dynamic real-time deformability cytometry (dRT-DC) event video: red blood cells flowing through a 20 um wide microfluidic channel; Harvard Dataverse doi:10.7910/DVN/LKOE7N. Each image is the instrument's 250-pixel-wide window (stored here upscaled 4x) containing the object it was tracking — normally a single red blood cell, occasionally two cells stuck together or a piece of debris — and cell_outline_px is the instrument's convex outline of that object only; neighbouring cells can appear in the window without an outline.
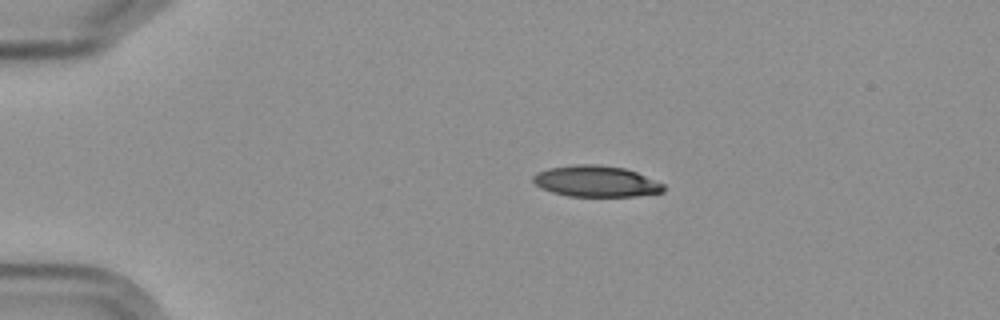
{"species": "Egyptian fruit bat (a non-hibernating species)", "species_latin": "Rousettus aegyptiacus", "temperature_condition": "cold", "stored_images_in_passage": 9, "camera_frame_rate_fps": 3000, "um_per_image_px": 0.085, "frame": {"image": 1, "passage_image": 2, "time_ms": 1.0, "image_size_px": [1000, 320], "cell_outline_px": [[664, 192], [636, 196], [568, 196], [552, 192], [540, 188], [532, 180], [532, 176], [536, 172], [548, 168], [576, 164], [600, 164], [624, 168], [636, 172], [664, 184]], "centroid_in_image_um": [50.63, 15.4], "position_along_channel_um": 34.4, "area_um2": 23.76}}
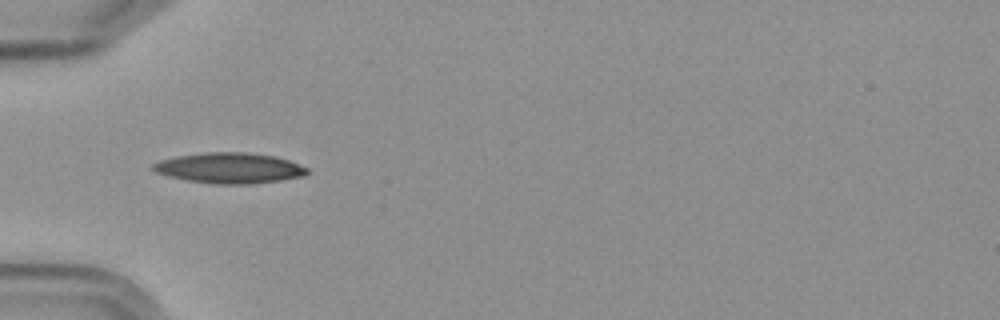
{"frame": {"image": 2, "passage_image": 4, "time_ms": 3.333, "image_size_px": [1000, 320], "cell_outline_px": [[308, 172], [304, 176], [280, 180], [248, 184], [216, 184], [188, 180], [168, 176], [156, 172], [152, 168], [152, 164], [160, 160], [176, 156], [204, 152], [248, 152], [272, 156], [288, 160], [308, 168]], "centroid_in_image_um": [19.49, 14.28], "position_along_channel_um": 65.5, "area_um2": 27.28}}
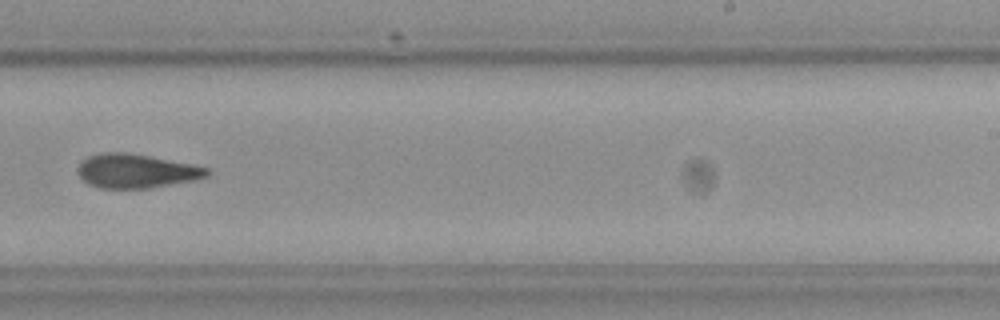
{"frame": {"image": 3, "passage_image": 9, "time_ms": 9.333, "image_size_px": [1000, 320], "cell_outline_px": [[208, 176], [192, 180], [148, 188], [100, 188], [88, 184], [76, 172], [76, 168], [80, 160], [88, 156], [100, 152], [128, 152], [192, 164], [208, 168]], "centroid_in_image_um": [11.49, 14.52], "position_along_channel_um": 277.5, "area_um2": 25.61}}